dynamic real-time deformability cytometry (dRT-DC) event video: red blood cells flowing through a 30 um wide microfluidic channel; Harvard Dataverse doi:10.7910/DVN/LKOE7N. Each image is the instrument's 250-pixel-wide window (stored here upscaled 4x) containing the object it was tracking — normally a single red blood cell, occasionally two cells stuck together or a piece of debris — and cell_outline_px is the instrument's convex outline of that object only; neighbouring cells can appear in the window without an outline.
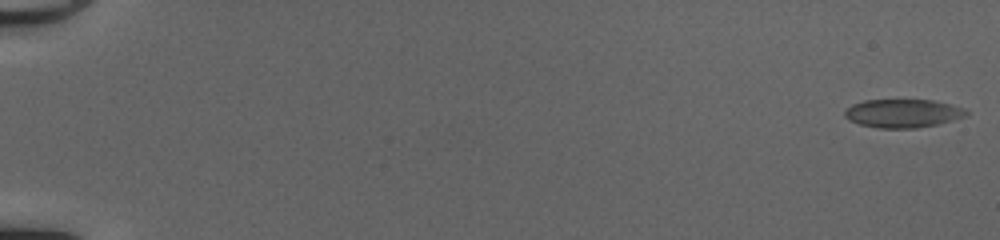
{"species": "common noctule bat (a hibernating species)", "species_latin": "Nyctalus noctula", "temperature_condition": "cold", "stored_images_in_passage": 51, "camera_frame_rate_fps": 3000, "um_per_image_px": 0.085, "animal": {"sex": "female", "body_mass_g": 20.0, "forearm_length_mm": 54.0}, "frame": {"image": 1, "passage_image": 1, "time_ms": 0.0, "image_size_px": [1000, 240], "cell_outline_px": [[968, 116], [936, 124], [916, 128], [876, 128], [860, 124], [848, 120], [844, 116], [844, 112], [852, 104], [864, 100], [932, 100], [964, 108], [968, 112]], "centroid_in_image_um": [76.72, 9.63], "position_along_channel_um": 8.3, "area_um2": 20.06}}
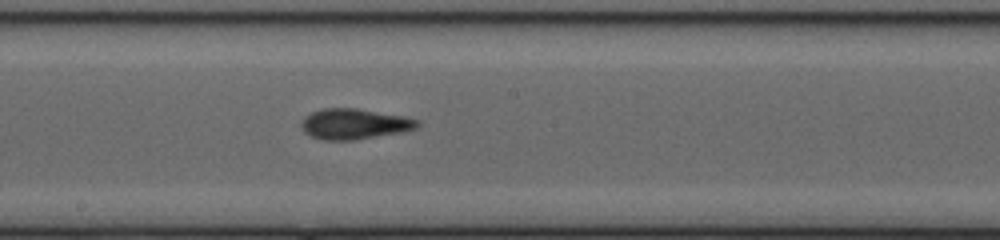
{"frame": {"image": 2, "passage_image": 30, "time_ms": 9.667, "image_size_px": [1000, 240], "cell_outline_px": [[420, 124], [416, 128], [400, 132], [356, 140], [320, 140], [304, 132], [300, 128], [300, 124], [304, 116], [312, 112], [324, 108], [356, 108], [404, 116], [420, 120]], "centroid_in_image_um": [30.09, 10.54], "position_along_channel_um": 218.1, "area_um2": 20.75}}
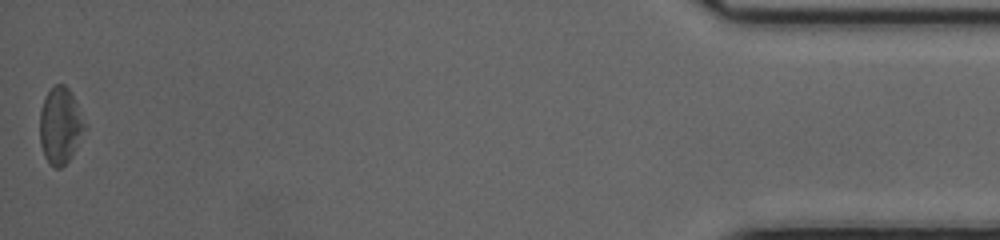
{"frame": {"image": 3, "passage_image": 51, "time_ms": 16.667, "image_size_px": [1000, 240], "cell_outline_px": [[88, 128], [68, 160], [60, 168], [56, 168], [48, 164], [44, 156], [40, 144], [40, 108], [48, 92], [56, 84], [64, 84], [72, 92], [88, 124]], "centroid_in_image_um": [5.16, 10.67], "position_along_channel_um": 430.0, "area_um2": 20.4}, "authors_computed_cell_mechanics": {"area_um2": 20.0566, "velocity_mm_per_s": 4.189, "shape_relaxation_time_tau1_ms": 4.431, "shape_relaxation_time_tau2_ms": 2.6262, "deformation_change_tau1": 0.1445, "deformation_change_tau2": 0.1015}}